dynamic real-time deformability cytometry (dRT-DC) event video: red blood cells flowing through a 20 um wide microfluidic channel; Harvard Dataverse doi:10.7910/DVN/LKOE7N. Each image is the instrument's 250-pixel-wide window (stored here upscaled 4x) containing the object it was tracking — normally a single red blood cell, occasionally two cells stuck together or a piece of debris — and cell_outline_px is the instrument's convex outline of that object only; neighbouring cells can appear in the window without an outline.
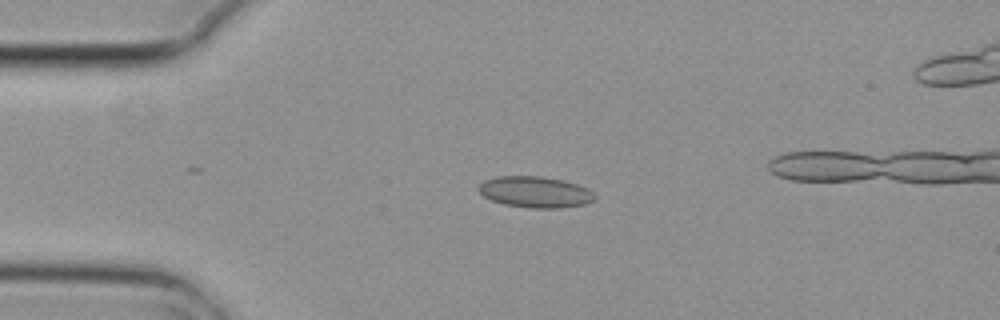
{"species": "common noctule bat (a hibernating species)", "species_latin": "Nyctalus noctula", "temperature_condition": "cold", "stored_images_in_passage": 7, "segment_of_instrument_passage": [1, 2], "camera_frame_rate_fps": 3000, "um_per_image_px": 0.085, "animal": {"sex": "female", "body_mass_g": 29.2, "forearm_length_mm": 56.3}, "frame": {"image": 1, "passage_image": 4, "time_ms": 1.0, "image_size_px": [1000, 320], "cell_outline_px": [[596, 200], [588, 204], [560, 208], [528, 208], [504, 204], [492, 200], [484, 196], [476, 188], [484, 180], [496, 176], [540, 176], [560, 180], [576, 184], [588, 188], [596, 196]], "centroid_in_image_um": [45.5, 16.33], "position_along_channel_um": 39.5, "area_um2": 21.21}}
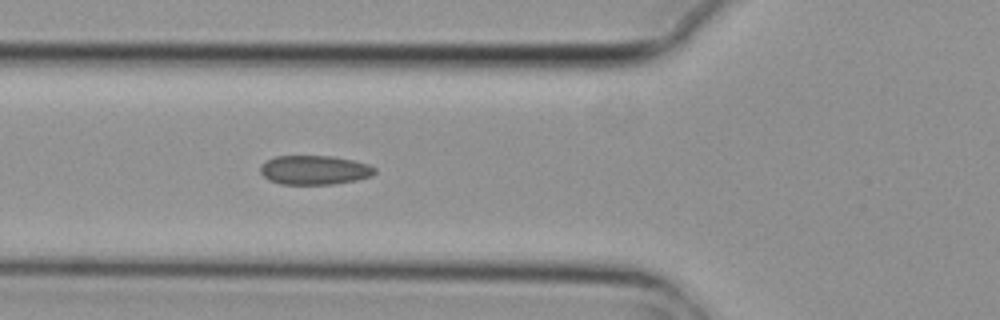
{"frame": {"image": 2, "passage_image": 6, "time_ms": 1.667, "image_size_px": [1000, 320], "cell_outline_px": [[376, 172], [372, 176], [356, 180], [332, 184], [280, 184], [268, 180], [260, 172], [260, 164], [276, 156], [332, 156], [352, 160], [368, 164], [376, 168]], "centroid_in_image_um": [26.72, 14.45], "position_along_channel_um": 99.1, "area_um2": 19.48}}